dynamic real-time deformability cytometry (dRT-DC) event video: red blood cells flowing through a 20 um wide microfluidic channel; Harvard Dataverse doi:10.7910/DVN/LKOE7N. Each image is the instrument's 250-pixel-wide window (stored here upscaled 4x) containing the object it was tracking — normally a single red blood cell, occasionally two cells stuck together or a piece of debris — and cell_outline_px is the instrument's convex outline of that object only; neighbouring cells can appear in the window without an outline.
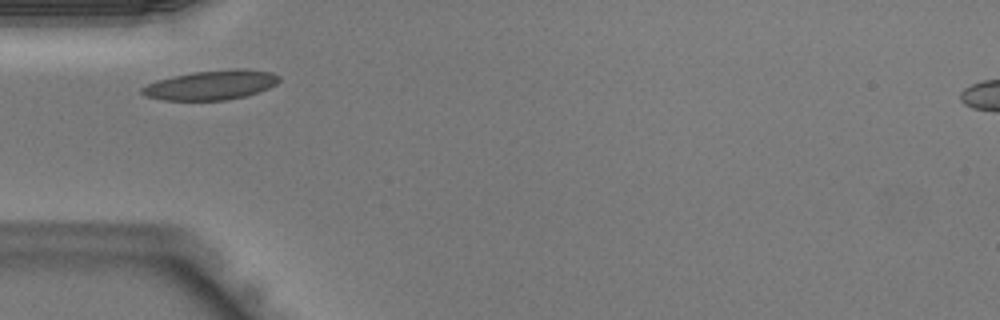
{"species": "Egyptian fruit bat (a non-hibernating species)", "species_latin": "Rousettus aegyptiacus", "temperature_condition": "warm", "stored_images_in_passage": 26, "camera_frame_rate_fps": 3000, "um_per_image_px": 0.085, "animal": {"sex": "male"}, "frame": {"image": 1, "passage_image": 1, "time_ms": 0.0, "image_size_px": [1000, 320], "cell_outline_px": [[280, 80], [276, 84], [260, 92], [228, 100], [164, 100], [144, 96], [140, 92], [140, 88], [156, 80], [172, 76], [192, 72], [240, 68], [272, 72], [280, 76]], "centroid_in_image_um": [17.94, 7.23], "position_along_channel_um": 67.1, "area_um2": 23.7}}
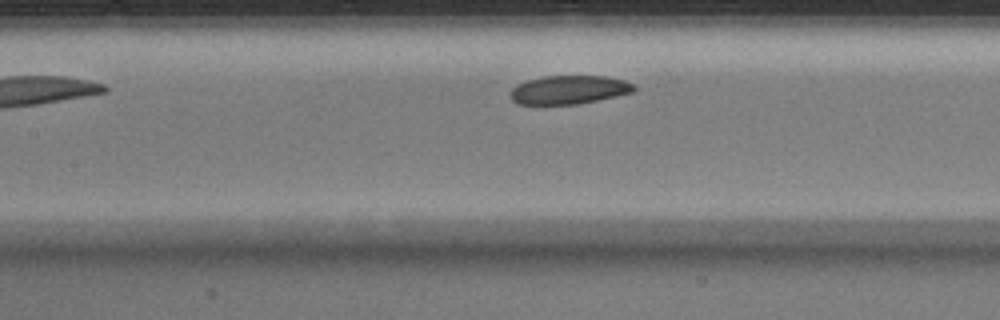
{"frame": {"image": 2, "passage_image": 7, "time_ms": 2.0, "image_size_px": [1000, 320], "cell_outline_px": [[636, 88], [632, 92], [616, 96], [576, 104], [516, 104], [512, 100], [508, 92], [516, 84], [528, 80], [544, 76], [604, 76], [624, 80], [632, 84]], "centroid_in_image_um": [48.3, 7.63], "position_along_channel_um": 159.1, "area_um2": 20.52}}
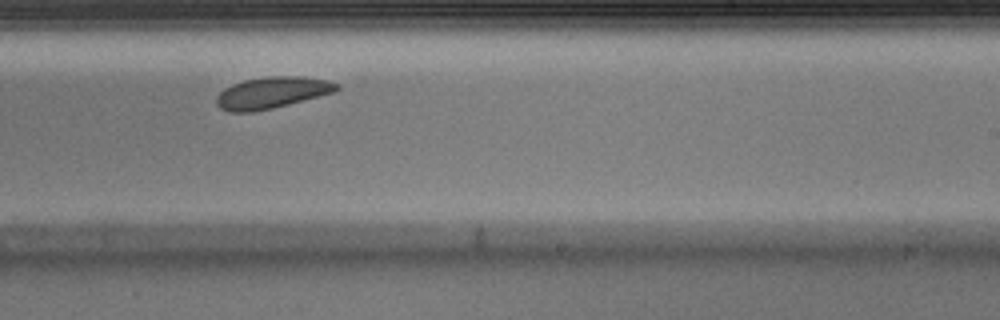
{"frame": {"image": 3, "passage_image": 14, "time_ms": 4.333, "image_size_px": [1000, 320], "cell_outline_px": [[340, 88], [332, 92], [288, 104], [272, 108], [252, 112], [232, 112], [220, 108], [216, 104], [216, 96], [224, 88], [232, 84], [244, 80], [268, 76], [304, 76], [328, 80], [340, 84]], "centroid_in_image_um": [23.09, 7.86], "position_along_channel_um": 265.9, "area_um2": 21.96}}